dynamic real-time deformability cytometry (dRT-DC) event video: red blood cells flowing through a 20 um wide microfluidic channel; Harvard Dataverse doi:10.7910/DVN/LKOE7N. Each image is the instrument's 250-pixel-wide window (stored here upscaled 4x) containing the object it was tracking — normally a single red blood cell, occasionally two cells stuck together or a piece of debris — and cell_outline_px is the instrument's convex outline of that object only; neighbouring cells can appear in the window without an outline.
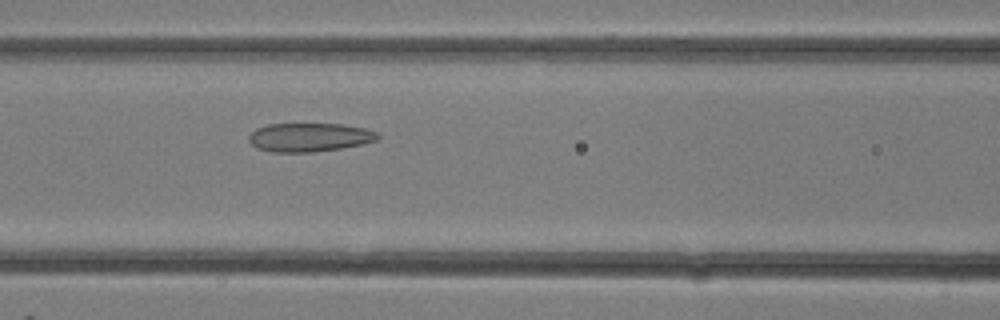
{"species": "common noctule bat (a hibernating species)", "species_latin": "Nyctalus noctula", "temperature_condition": "room temperature", "stored_images_in_passage": 11, "camera_frame_rate_fps": 3000, "um_per_image_px": 0.085, "animal": {"sex": "female"}, "frame": {"image": 1, "passage_image": 11, "time_ms": 3.333, "image_size_px": [1000, 320], "cell_outline_px": [[380, 136], [376, 140], [360, 144], [340, 148], [316, 152], [272, 152], [256, 148], [248, 140], [248, 136], [256, 128], [268, 124], [340, 124], [364, 128], [376, 132]], "centroid_in_image_um": [26.25, 11.67], "position_along_channel_um": 140.3, "area_um2": 21.44}}